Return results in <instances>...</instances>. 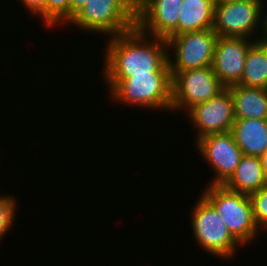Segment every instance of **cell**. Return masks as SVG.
Masks as SVG:
<instances>
[{
    "mask_svg": "<svg viewBox=\"0 0 267 266\" xmlns=\"http://www.w3.org/2000/svg\"><path fill=\"white\" fill-rule=\"evenodd\" d=\"M104 40L106 47L102 77L170 73L167 42L164 38L149 37L135 27L126 33Z\"/></svg>",
    "mask_w": 267,
    "mask_h": 266,
    "instance_id": "cell-1",
    "label": "cell"
},
{
    "mask_svg": "<svg viewBox=\"0 0 267 266\" xmlns=\"http://www.w3.org/2000/svg\"><path fill=\"white\" fill-rule=\"evenodd\" d=\"M110 99L128 107L171 112L170 73L134 74L132 77H103ZM130 105V106H129Z\"/></svg>",
    "mask_w": 267,
    "mask_h": 266,
    "instance_id": "cell-2",
    "label": "cell"
},
{
    "mask_svg": "<svg viewBox=\"0 0 267 266\" xmlns=\"http://www.w3.org/2000/svg\"><path fill=\"white\" fill-rule=\"evenodd\" d=\"M136 1L87 0L66 26L72 24L87 33L105 35L104 38L126 33L136 27Z\"/></svg>",
    "mask_w": 267,
    "mask_h": 266,
    "instance_id": "cell-3",
    "label": "cell"
},
{
    "mask_svg": "<svg viewBox=\"0 0 267 266\" xmlns=\"http://www.w3.org/2000/svg\"><path fill=\"white\" fill-rule=\"evenodd\" d=\"M204 188L201 195L216 209L231 234L243 246H249L262 233L254 220L249 195L223 185H205Z\"/></svg>",
    "mask_w": 267,
    "mask_h": 266,
    "instance_id": "cell-4",
    "label": "cell"
},
{
    "mask_svg": "<svg viewBox=\"0 0 267 266\" xmlns=\"http://www.w3.org/2000/svg\"><path fill=\"white\" fill-rule=\"evenodd\" d=\"M190 210L191 231L201 250L217 259L230 260L243 246L229 231L216 209L202 196Z\"/></svg>",
    "mask_w": 267,
    "mask_h": 266,
    "instance_id": "cell-5",
    "label": "cell"
},
{
    "mask_svg": "<svg viewBox=\"0 0 267 266\" xmlns=\"http://www.w3.org/2000/svg\"><path fill=\"white\" fill-rule=\"evenodd\" d=\"M265 1L243 0L215 4L212 29L219 37L261 40L267 29Z\"/></svg>",
    "mask_w": 267,
    "mask_h": 266,
    "instance_id": "cell-6",
    "label": "cell"
},
{
    "mask_svg": "<svg viewBox=\"0 0 267 266\" xmlns=\"http://www.w3.org/2000/svg\"><path fill=\"white\" fill-rule=\"evenodd\" d=\"M172 77L171 113H187L195 105L216 97L225 87L212 67L170 72Z\"/></svg>",
    "mask_w": 267,
    "mask_h": 266,
    "instance_id": "cell-7",
    "label": "cell"
},
{
    "mask_svg": "<svg viewBox=\"0 0 267 266\" xmlns=\"http://www.w3.org/2000/svg\"><path fill=\"white\" fill-rule=\"evenodd\" d=\"M217 38L213 29H207L166 39L170 72L211 67Z\"/></svg>",
    "mask_w": 267,
    "mask_h": 266,
    "instance_id": "cell-8",
    "label": "cell"
},
{
    "mask_svg": "<svg viewBox=\"0 0 267 266\" xmlns=\"http://www.w3.org/2000/svg\"><path fill=\"white\" fill-rule=\"evenodd\" d=\"M194 143L197 154H201L200 157L215 171L207 185H222L235 171L243 156L230 131L206 135Z\"/></svg>",
    "mask_w": 267,
    "mask_h": 266,
    "instance_id": "cell-9",
    "label": "cell"
},
{
    "mask_svg": "<svg viewBox=\"0 0 267 266\" xmlns=\"http://www.w3.org/2000/svg\"><path fill=\"white\" fill-rule=\"evenodd\" d=\"M186 114L188 121L196 129V141L206 135L229 132L236 119L233 99L228 88L216 97L195 105Z\"/></svg>",
    "mask_w": 267,
    "mask_h": 266,
    "instance_id": "cell-10",
    "label": "cell"
},
{
    "mask_svg": "<svg viewBox=\"0 0 267 266\" xmlns=\"http://www.w3.org/2000/svg\"><path fill=\"white\" fill-rule=\"evenodd\" d=\"M181 5L182 0H137L136 27L148 36H175Z\"/></svg>",
    "mask_w": 267,
    "mask_h": 266,
    "instance_id": "cell-11",
    "label": "cell"
},
{
    "mask_svg": "<svg viewBox=\"0 0 267 266\" xmlns=\"http://www.w3.org/2000/svg\"><path fill=\"white\" fill-rule=\"evenodd\" d=\"M254 42L249 38L218 36L211 67L225 88L240 82L247 51Z\"/></svg>",
    "mask_w": 267,
    "mask_h": 266,
    "instance_id": "cell-12",
    "label": "cell"
},
{
    "mask_svg": "<svg viewBox=\"0 0 267 266\" xmlns=\"http://www.w3.org/2000/svg\"><path fill=\"white\" fill-rule=\"evenodd\" d=\"M230 132L243 155L260 157L267 149V119H235Z\"/></svg>",
    "mask_w": 267,
    "mask_h": 266,
    "instance_id": "cell-13",
    "label": "cell"
},
{
    "mask_svg": "<svg viewBox=\"0 0 267 266\" xmlns=\"http://www.w3.org/2000/svg\"><path fill=\"white\" fill-rule=\"evenodd\" d=\"M266 184L260 157L243 155L235 171L222 185L229 190L250 195Z\"/></svg>",
    "mask_w": 267,
    "mask_h": 266,
    "instance_id": "cell-14",
    "label": "cell"
},
{
    "mask_svg": "<svg viewBox=\"0 0 267 266\" xmlns=\"http://www.w3.org/2000/svg\"><path fill=\"white\" fill-rule=\"evenodd\" d=\"M214 11L213 0H182L176 35L212 29Z\"/></svg>",
    "mask_w": 267,
    "mask_h": 266,
    "instance_id": "cell-15",
    "label": "cell"
},
{
    "mask_svg": "<svg viewBox=\"0 0 267 266\" xmlns=\"http://www.w3.org/2000/svg\"><path fill=\"white\" fill-rule=\"evenodd\" d=\"M236 119H267V89L233 85L228 87Z\"/></svg>",
    "mask_w": 267,
    "mask_h": 266,
    "instance_id": "cell-16",
    "label": "cell"
},
{
    "mask_svg": "<svg viewBox=\"0 0 267 266\" xmlns=\"http://www.w3.org/2000/svg\"><path fill=\"white\" fill-rule=\"evenodd\" d=\"M238 85L267 89V46L262 40L255 41L247 51Z\"/></svg>",
    "mask_w": 267,
    "mask_h": 266,
    "instance_id": "cell-17",
    "label": "cell"
},
{
    "mask_svg": "<svg viewBox=\"0 0 267 266\" xmlns=\"http://www.w3.org/2000/svg\"><path fill=\"white\" fill-rule=\"evenodd\" d=\"M69 21L70 0H45V28L65 26Z\"/></svg>",
    "mask_w": 267,
    "mask_h": 266,
    "instance_id": "cell-18",
    "label": "cell"
},
{
    "mask_svg": "<svg viewBox=\"0 0 267 266\" xmlns=\"http://www.w3.org/2000/svg\"><path fill=\"white\" fill-rule=\"evenodd\" d=\"M18 200L10 194L0 195V243L8 233V230L15 224L18 209Z\"/></svg>",
    "mask_w": 267,
    "mask_h": 266,
    "instance_id": "cell-19",
    "label": "cell"
},
{
    "mask_svg": "<svg viewBox=\"0 0 267 266\" xmlns=\"http://www.w3.org/2000/svg\"><path fill=\"white\" fill-rule=\"evenodd\" d=\"M253 207L254 220L263 232H267V184L249 195Z\"/></svg>",
    "mask_w": 267,
    "mask_h": 266,
    "instance_id": "cell-20",
    "label": "cell"
},
{
    "mask_svg": "<svg viewBox=\"0 0 267 266\" xmlns=\"http://www.w3.org/2000/svg\"><path fill=\"white\" fill-rule=\"evenodd\" d=\"M24 5L26 11H28L29 15H35V18L38 16L42 20L41 22L44 24L45 27V0H19Z\"/></svg>",
    "mask_w": 267,
    "mask_h": 266,
    "instance_id": "cell-21",
    "label": "cell"
},
{
    "mask_svg": "<svg viewBox=\"0 0 267 266\" xmlns=\"http://www.w3.org/2000/svg\"><path fill=\"white\" fill-rule=\"evenodd\" d=\"M87 0H70V20L84 7Z\"/></svg>",
    "mask_w": 267,
    "mask_h": 266,
    "instance_id": "cell-22",
    "label": "cell"
},
{
    "mask_svg": "<svg viewBox=\"0 0 267 266\" xmlns=\"http://www.w3.org/2000/svg\"><path fill=\"white\" fill-rule=\"evenodd\" d=\"M260 159H261V164H262V167H263L264 175H265V177L267 179V149L260 156Z\"/></svg>",
    "mask_w": 267,
    "mask_h": 266,
    "instance_id": "cell-23",
    "label": "cell"
},
{
    "mask_svg": "<svg viewBox=\"0 0 267 266\" xmlns=\"http://www.w3.org/2000/svg\"><path fill=\"white\" fill-rule=\"evenodd\" d=\"M215 4L220 3H228V2H236V1H243V0H213Z\"/></svg>",
    "mask_w": 267,
    "mask_h": 266,
    "instance_id": "cell-24",
    "label": "cell"
},
{
    "mask_svg": "<svg viewBox=\"0 0 267 266\" xmlns=\"http://www.w3.org/2000/svg\"><path fill=\"white\" fill-rule=\"evenodd\" d=\"M261 40L266 44L267 46V29L265 30V33L262 35Z\"/></svg>",
    "mask_w": 267,
    "mask_h": 266,
    "instance_id": "cell-25",
    "label": "cell"
},
{
    "mask_svg": "<svg viewBox=\"0 0 267 266\" xmlns=\"http://www.w3.org/2000/svg\"><path fill=\"white\" fill-rule=\"evenodd\" d=\"M265 2H266V5H267V0ZM266 20H267V7H266Z\"/></svg>",
    "mask_w": 267,
    "mask_h": 266,
    "instance_id": "cell-26",
    "label": "cell"
}]
</instances>
